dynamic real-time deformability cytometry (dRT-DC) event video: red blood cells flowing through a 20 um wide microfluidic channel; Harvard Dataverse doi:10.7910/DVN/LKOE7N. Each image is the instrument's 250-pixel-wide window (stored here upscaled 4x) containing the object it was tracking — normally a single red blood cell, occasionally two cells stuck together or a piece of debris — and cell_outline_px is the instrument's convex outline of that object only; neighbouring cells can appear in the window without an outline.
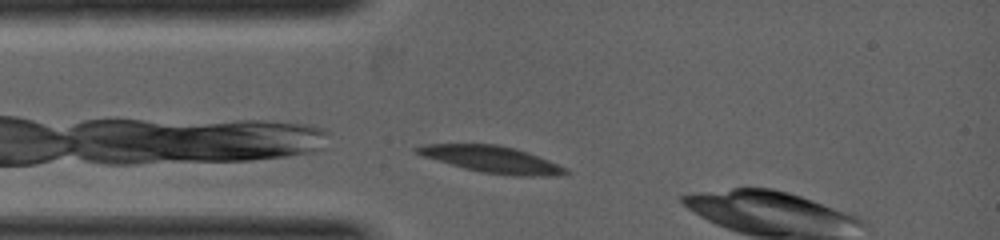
{"species": "common noctule bat (a hibernating species)", "species_latin": "Nyctalus noctula", "temperature_condition": "warm", "stored_images_in_passage": 27, "camera_frame_rate_fps": 5000, "um_per_image_px": 0.085, "animal": {"sex": "female", "body_mass_g": 19.0, "forearm_length_mm": 53.3}, "frame": {"image": 1, "passage_image": 1, "time_ms": 0.0, "image_size_px": [1000, 240], "cell_outline_px": [[568, 172], [556, 176], [516, 176], [484, 172], [464, 168], [424, 156], [416, 152], [412, 148], [428, 144], [496, 144], [528, 152], [568, 168]], "centroid_in_image_um": [41.84, 13.55], "position_along_channel_um": 43.2, "area_um2": 22.72}}
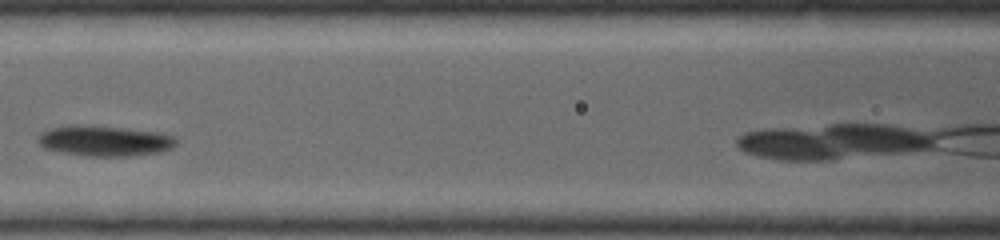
{"frame": {"image": 2, "passage_image": 6, "time_ms": 1.6, "image_size_px": [1000, 240], "cell_outline_px": [[176, 144], [172, 148], [164, 152], [132, 156], [84, 156], [44, 148], [36, 140], [40, 132], [48, 128], [84, 124], [124, 128], [156, 132], [172, 136], [176, 140]], "centroid_in_image_um": [8.88, 11.97], "position_along_channel_um": 157.7, "area_um2": 24.68}}
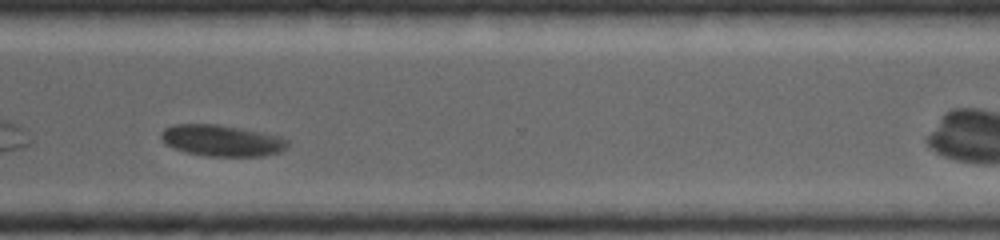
{"frame": {"image": 3, "passage_image": 23, "time_ms": 4.2, "image_size_px": [1000, 240], "cell_outline_px": [[288, 144], [280, 152], [264, 156], [204, 156], [188, 152], [164, 144], [160, 136], [160, 132], [164, 128], [176, 124], [220, 124], [280, 136], [288, 140]], "centroid_in_image_um": [18.83, 11.94], "position_along_channel_um": 351.8, "area_um2": 23.06}}